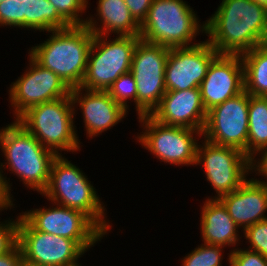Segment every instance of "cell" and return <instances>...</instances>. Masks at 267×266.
Returning <instances> with one entry per match:
<instances>
[{
  "label": "cell",
  "instance_id": "cell-1",
  "mask_svg": "<svg viewBox=\"0 0 267 266\" xmlns=\"http://www.w3.org/2000/svg\"><path fill=\"white\" fill-rule=\"evenodd\" d=\"M204 23L218 54L242 55L267 43V9L253 0H222Z\"/></svg>",
  "mask_w": 267,
  "mask_h": 266
},
{
  "label": "cell",
  "instance_id": "cell-2",
  "mask_svg": "<svg viewBox=\"0 0 267 266\" xmlns=\"http://www.w3.org/2000/svg\"><path fill=\"white\" fill-rule=\"evenodd\" d=\"M50 33L49 39L29 50V55L43 68L58 75L70 89L80 87L94 34L85 25Z\"/></svg>",
  "mask_w": 267,
  "mask_h": 266
},
{
  "label": "cell",
  "instance_id": "cell-3",
  "mask_svg": "<svg viewBox=\"0 0 267 266\" xmlns=\"http://www.w3.org/2000/svg\"><path fill=\"white\" fill-rule=\"evenodd\" d=\"M0 148L7 165L1 163L0 171L9 167L27 188L41 194L48 185L57 154L44 147L16 120L0 129Z\"/></svg>",
  "mask_w": 267,
  "mask_h": 266
},
{
  "label": "cell",
  "instance_id": "cell-4",
  "mask_svg": "<svg viewBox=\"0 0 267 266\" xmlns=\"http://www.w3.org/2000/svg\"><path fill=\"white\" fill-rule=\"evenodd\" d=\"M87 176L65 157L54 159L49 182L41 193L51 202L86 214L105 234L111 225L104 218L105 209Z\"/></svg>",
  "mask_w": 267,
  "mask_h": 266
},
{
  "label": "cell",
  "instance_id": "cell-5",
  "mask_svg": "<svg viewBox=\"0 0 267 266\" xmlns=\"http://www.w3.org/2000/svg\"><path fill=\"white\" fill-rule=\"evenodd\" d=\"M74 104L71 95L30 107L16 121L44 147L57 155L60 151L75 152L80 140L74 125Z\"/></svg>",
  "mask_w": 267,
  "mask_h": 266
},
{
  "label": "cell",
  "instance_id": "cell-6",
  "mask_svg": "<svg viewBox=\"0 0 267 266\" xmlns=\"http://www.w3.org/2000/svg\"><path fill=\"white\" fill-rule=\"evenodd\" d=\"M193 11L183 0H153L139 36L168 48L196 45L192 40L199 32L205 33V24H199Z\"/></svg>",
  "mask_w": 267,
  "mask_h": 266
},
{
  "label": "cell",
  "instance_id": "cell-7",
  "mask_svg": "<svg viewBox=\"0 0 267 266\" xmlns=\"http://www.w3.org/2000/svg\"><path fill=\"white\" fill-rule=\"evenodd\" d=\"M108 36L94 34L88 54L81 88L88 91H108L123 74L130 72L134 50L140 36Z\"/></svg>",
  "mask_w": 267,
  "mask_h": 266
},
{
  "label": "cell",
  "instance_id": "cell-8",
  "mask_svg": "<svg viewBox=\"0 0 267 266\" xmlns=\"http://www.w3.org/2000/svg\"><path fill=\"white\" fill-rule=\"evenodd\" d=\"M169 48L139 39L131 63L137 84V115H150L166 92L165 64Z\"/></svg>",
  "mask_w": 267,
  "mask_h": 266
},
{
  "label": "cell",
  "instance_id": "cell-9",
  "mask_svg": "<svg viewBox=\"0 0 267 266\" xmlns=\"http://www.w3.org/2000/svg\"><path fill=\"white\" fill-rule=\"evenodd\" d=\"M197 146L196 166L203 165L207 180L219 199L238 189L246 180L248 172L254 170V162L240 149L214 144L205 139Z\"/></svg>",
  "mask_w": 267,
  "mask_h": 266
},
{
  "label": "cell",
  "instance_id": "cell-10",
  "mask_svg": "<svg viewBox=\"0 0 267 266\" xmlns=\"http://www.w3.org/2000/svg\"><path fill=\"white\" fill-rule=\"evenodd\" d=\"M138 119L144 128L143 134L137 137L138 142L160 161L178 166L196 164L198 138L193 135L201 137V131L168 126L150 115L139 116Z\"/></svg>",
  "mask_w": 267,
  "mask_h": 266
},
{
  "label": "cell",
  "instance_id": "cell-11",
  "mask_svg": "<svg viewBox=\"0 0 267 266\" xmlns=\"http://www.w3.org/2000/svg\"><path fill=\"white\" fill-rule=\"evenodd\" d=\"M20 214L36 231L74 240L85 252L106 235L86 214L56 204Z\"/></svg>",
  "mask_w": 267,
  "mask_h": 266
},
{
  "label": "cell",
  "instance_id": "cell-12",
  "mask_svg": "<svg viewBox=\"0 0 267 266\" xmlns=\"http://www.w3.org/2000/svg\"><path fill=\"white\" fill-rule=\"evenodd\" d=\"M18 244L24 266H79L78 258L86 253L74 240L36 231L21 215Z\"/></svg>",
  "mask_w": 267,
  "mask_h": 266
},
{
  "label": "cell",
  "instance_id": "cell-13",
  "mask_svg": "<svg viewBox=\"0 0 267 266\" xmlns=\"http://www.w3.org/2000/svg\"><path fill=\"white\" fill-rule=\"evenodd\" d=\"M250 94L245 90L207 111L202 137L218 145L240 149L247 155Z\"/></svg>",
  "mask_w": 267,
  "mask_h": 266
},
{
  "label": "cell",
  "instance_id": "cell-14",
  "mask_svg": "<svg viewBox=\"0 0 267 266\" xmlns=\"http://www.w3.org/2000/svg\"><path fill=\"white\" fill-rule=\"evenodd\" d=\"M30 67L13 82L9 90L15 120L32 106L67 97L71 89L51 70L43 68L29 55Z\"/></svg>",
  "mask_w": 267,
  "mask_h": 266
},
{
  "label": "cell",
  "instance_id": "cell-15",
  "mask_svg": "<svg viewBox=\"0 0 267 266\" xmlns=\"http://www.w3.org/2000/svg\"><path fill=\"white\" fill-rule=\"evenodd\" d=\"M217 55L207 40L190 47L169 48L165 64L166 91L199 88Z\"/></svg>",
  "mask_w": 267,
  "mask_h": 266
},
{
  "label": "cell",
  "instance_id": "cell-16",
  "mask_svg": "<svg viewBox=\"0 0 267 266\" xmlns=\"http://www.w3.org/2000/svg\"><path fill=\"white\" fill-rule=\"evenodd\" d=\"M206 111L244 91V66L240 55L218 54L200 86Z\"/></svg>",
  "mask_w": 267,
  "mask_h": 266
},
{
  "label": "cell",
  "instance_id": "cell-17",
  "mask_svg": "<svg viewBox=\"0 0 267 266\" xmlns=\"http://www.w3.org/2000/svg\"><path fill=\"white\" fill-rule=\"evenodd\" d=\"M60 30L71 25L48 0H3L0 4V26Z\"/></svg>",
  "mask_w": 267,
  "mask_h": 266
},
{
  "label": "cell",
  "instance_id": "cell-18",
  "mask_svg": "<svg viewBox=\"0 0 267 266\" xmlns=\"http://www.w3.org/2000/svg\"><path fill=\"white\" fill-rule=\"evenodd\" d=\"M150 116L168 126L191 128L202 132L207 111L201 100L200 89L192 88L166 91Z\"/></svg>",
  "mask_w": 267,
  "mask_h": 266
},
{
  "label": "cell",
  "instance_id": "cell-19",
  "mask_svg": "<svg viewBox=\"0 0 267 266\" xmlns=\"http://www.w3.org/2000/svg\"><path fill=\"white\" fill-rule=\"evenodd\" d=\"M82 91V92H81ZM81 87L71 89L75 107L79 103L88 136L94 137L118 124L127 112L107 91H88ZM83 94V95H82Z\"/></svg>",
  "mask_w": 267,
  "mask_h": 266
},
{
  "label": "cell",
  "instance_id": "cell-20",
  "mask_svg": "<svg viewBox=\"0 0 267 266\" xmlns=\"http://www.w3.org/2000/svg\"><path fill=\"white\" fill-rule=\"evenodd\" d=\"M230 217L243 231L267 219V182L254 178L246 180L238 189L219 198Z\"/></svg>",
  "mask_w": 267,
  "mask_h": 266
},
{
  "label": "cell",
  "instance_id": "cell-21",
  "mask_svg": "<svg viewBox=\"0 0 267 266\" xmlns=\"http://www.w3.org/2000/svg\"><path fill=\"white\" fill-rule=\"evenodd\" d=\"M201 210L200 227L204 243L229 247L240 241L237 234L239 227L219 199L208 197Z\"/></svg>",
  "mask_w": 267,
  "mask_h": 266
},
{
  "label": "cell",
  "instance_id": "cell-22",
  "mask_svg": "<svg viewBox=\"0 0 267 266\" xmlns=\"http://www.w3.org/2000/svg\"><path fill=\"white\" fill-rule=\"evenodd\" d=\"M97 4V15L102 25H98L100 26L98 28L97 21L91 17L86 18L85 23L93 34L107 36L116 33L117 36H139L140 24L131 15L124 0H99Z\"/></svg>",
  "mask_w": 267,
  "mask_h": 266
},
{
  "label": "cell",
  "instance_id": "cell-23",
  "mask_svg": "<svg viewBox=\"0 0 267 266\" xmlns=\"http://www.w3.org/2000/svg\"><path fill=\"white\" fill-rule=\"evenodd\" d=\"M247 156L255 163L256 154L267 152V96L250 94Z\"/></svg>",
  "mask_w": 267,
  "mask_h": 266
},
{
  "label": "cell",
  "instance_id": "cell-24",
  "mask_svg": "<svg viewBox=\"0 0 267 266\" xmlns=\"http://www.w3.org/2000/svg\"><path fill=\"white\" fill-rule=\"evenodd\" d=\"M241 56L244 66V90L255 96H267V43Z\"/></svg>",
  "mask_w": 267,
  "mask_h": 266
},
{
  "label": "cell",
  "instance_id": "cell-25",
  "mask_svg": "<svg viewBox=\"0 0 267 266\" xmlns=\"http://www.w3.org/2000/svg\"><path fill=\"white\" fill-rule=\"evenodd\" d=\"M223 246L202 244L182 260V266H222Z\"/></svg>",
  "mask_w": 267,
  "mask_h": 266
},
{
  "label": "cell",
  "instance_id": "cell-26",
  "mask_svg": "<svg viewBox=\"0 0 267 266\" xmlns=\"http://www.w3.org/2000/svg\"><path fill=\"white\" fill-rule=\"evenodd\" d=\"M107 92L126 111L129 108L127 100L132 99L137 111V84L131 72L121 75Z\"/></svg>",
  "mask_w": 267,
  "mask_h": 266
},
{
  "label": "cell",
  "instance_id": "cell-27",
  "mask_svg": "<svg viewBox=\"0 0 267 266\" xmlns=\"http://www.w3.org/2000/svg\"><path fill=\"white\" fill-rule=\"evenodd\" d=\"M57 10V12L71 25L83 26L86 19H81L88 5L87 0H48Z\"/></svg>",
  "mask_w": 267,
  "mask_h": 266
},
{
  "label": "cell",
  "instance_id": "cell-28",
  "mask_svg": "<svg viewBox=\"0 0 267 266\" xmlns=\"http://www.w3.org/2000/svg\"><path fill=\"white\" fill-rule=\"evenodd\" d=\"M244 237L250 243V250L267 258V219L247 227L244 230Z\"/></svg>",
  "mask_w": 267,
  "mask_h": 266
},
{
  "label": "cell",
  "instance_id": "cell-29",
  "mask_svg": "<svg viewBox=\"0 0 267 266\" xmlns=\"http://www.w3.org/2000/svg\"><path fill=\"white\" fill-rule=\"evenodd\" d=\"M229 266H267V258L250 249H235L229 254Z\"/></svg>",
  "mask_w": 267,
  "mask_h": 266
},
{
  "label": "cell",
  "instance_id": "cell-30",
  "mask_svg": "<svg viewBox=\"0 0 267 266\" xmlns=\"http://www.w3.org/2000/svg\"><path fill=\"white\" fill-rule=\"evenodd\" d=\"M15 220H6L5 224L0 222V255L10 251L18 243L19 216Z\"/></svg>",
  "mask_w": 267,
  "mask_h": 266
},
{
  "label": "cell",
  "instance_id": "cell-31",
  "mask_svg": "<svg viewBox=\"0 0 267 266\" xmlns=\"http://www.w3.org/2000/svg\"><path fill=\"white\" fill-rule=\"evenodd\" d=\"M131 15L141 25L146 19L153 0H124Z\"/></svg>",
  "mask_w": 267,
  "mask_h": 266
},
{
  "label": "cell",
  "instance_id": "cell-32",
  "mask_svg": "<svg viewBox=\"0 0 267 266\" xmlns=\"http://www.w3.org/2000/svg\"><path fill=\"white\" fill-rule=\"evenodd\" d=\"M0 266H24L22 251L18 243L10 251L0 255Z\"/></svg>",
  "mask_w": 267,
  "mask_h": 266
},
{
  "label": "cell",
  "instance_id": "cell-33",
  "mask_svg": "<svg viewBox=\"0 0 267 266\" xmlns=\"http://www.w3.org/2000/svg\"><path fill=\"white\" fill-rule=\"evenodd\" d=\"M8 181L9 179L7 180L0 171V211L7 210L8 207L10 209L14 205L10 192L11 187Z\"/></svg>",
  "mask_w": 267,
  "mask_h": 266
},
{
  "label": "cell",
  "instance_id": "cell-34",
  "mask_svg": "<svg viewBox=\"0 0 267 266\" xmlns=\"http://www.w3.org/2000/svg\"><path fill=\"white\" fill-rule=\"evenodd\" d=\"M258 160L254 163V171H258L256 174L266 177L267 180V152Z\"/></svg>",
  "mask_w": 267,
  "mask_h": 266
},
{
  "label": "cell",
  "instance_id": "cell-35",
  "mask_svg": "<svg viewBox=\"0 0 267 266\" xmlns=\"http://www.w3.org/2000/svg\"><path fill=\"white\" fill-rule=\"evenodd\" d=\"M267 9V0H253Z\"/></svg>",
  "mask_w": 267,
  "mask_h": 266
}]
</instances>
